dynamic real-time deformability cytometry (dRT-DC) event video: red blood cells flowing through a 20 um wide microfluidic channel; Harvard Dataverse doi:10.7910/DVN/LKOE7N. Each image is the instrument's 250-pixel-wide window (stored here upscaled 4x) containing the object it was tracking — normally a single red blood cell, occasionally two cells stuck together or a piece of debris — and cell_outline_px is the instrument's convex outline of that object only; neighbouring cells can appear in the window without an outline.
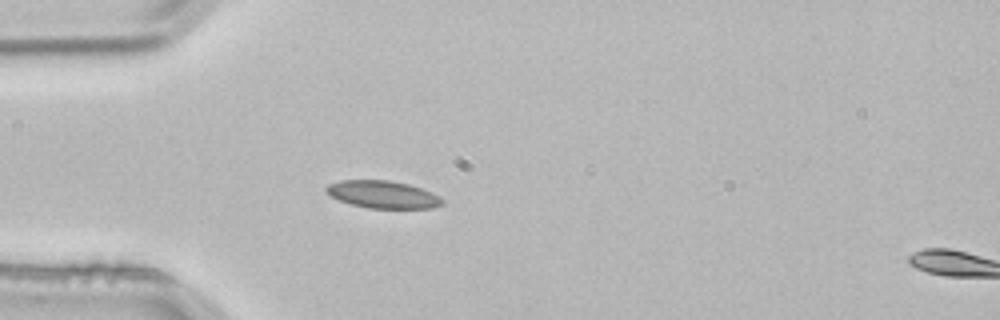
{"species": "common noctule bat (a hibernating species)", "species_latin": "Nyctalus noctula", "temperature_condition": "room temperature", "stored_images_in_passage": 4, "segment_of_instrument_passage": [1, 2], "camera_frame_rate_fps": 3000, "um_per_image_px": 0.085, "animal": {"sex": "male", "body_mass_g": 21.5, "forearm_length_mm": 52.0}, "frame": {"image": 1, "passage_image": 3, "time_ms": 0.667, "image_size_px": [1000, 320], "cell_outline_px": [[444, 204], [432, 208], [368, 208], [352, 204], [340, 200], [332, 196], [324, 188], [328, 184], [340, 180], [388, 180], [408, 184], [432, 192], [440, 196], [444, 200]], "centroid_in_image_um": [32.57, 16.53], "position_along_channel_um": 52.4, "area_um2": 18.5}}